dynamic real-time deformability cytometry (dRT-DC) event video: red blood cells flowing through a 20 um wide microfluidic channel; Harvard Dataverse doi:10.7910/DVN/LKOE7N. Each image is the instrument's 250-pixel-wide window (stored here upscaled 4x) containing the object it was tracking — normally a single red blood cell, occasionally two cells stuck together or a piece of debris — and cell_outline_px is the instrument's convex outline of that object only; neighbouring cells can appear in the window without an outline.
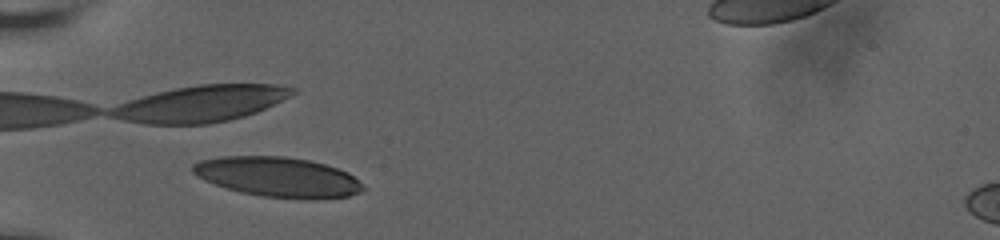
{"species": "human", "species_latin": "Homo sapiens", "temperature_condition": "room temperature", "stored_images_in_passage": 16, "camera_frame_rate_fps": 3000, "um_per_image_px": 0.085, "donor": {"sex": "male"}, "frame": {"image": 1, "passage_image": 3, "time_ms": 0.667, "image_size_px": [1000, 240], "cell_outline_px": [[364, 188], [360, 192], [348, 196], [260, 196], [240, 192], [204, 180], [192, 172], [192, 164], [200, 160], [220, 156], [284, 156], [308, 160], [324, 164], [348, 172], [364, 184]], "centroid_in_image_um": [23.56, 14.99], "position_along_channel_um": 61.4, "area_um2": 38.44}}
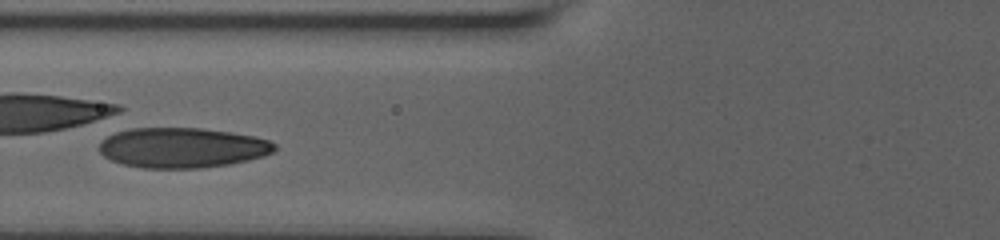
{"frame": {"image": 2, "passage_image": 7, "time_ms": 2.333, "image_size_px": [1000, 240], "cell_outline_px": [[276, 148], [272, 152], [264, 156], [248, 160], [228, 164], [200, 168], [144, 168], [124, 164], [112, 160], [104, 156], [100, 152], [100, 144], [108, 136], [116, 132], [128, 128], [200, 128], [232, 132], [252, 136], [268, 140], [276, 144]], "centroid_in_image_um": [15.5, 12.55], "position_along_channel_um": 110.3, "area_um2": 40.81}}